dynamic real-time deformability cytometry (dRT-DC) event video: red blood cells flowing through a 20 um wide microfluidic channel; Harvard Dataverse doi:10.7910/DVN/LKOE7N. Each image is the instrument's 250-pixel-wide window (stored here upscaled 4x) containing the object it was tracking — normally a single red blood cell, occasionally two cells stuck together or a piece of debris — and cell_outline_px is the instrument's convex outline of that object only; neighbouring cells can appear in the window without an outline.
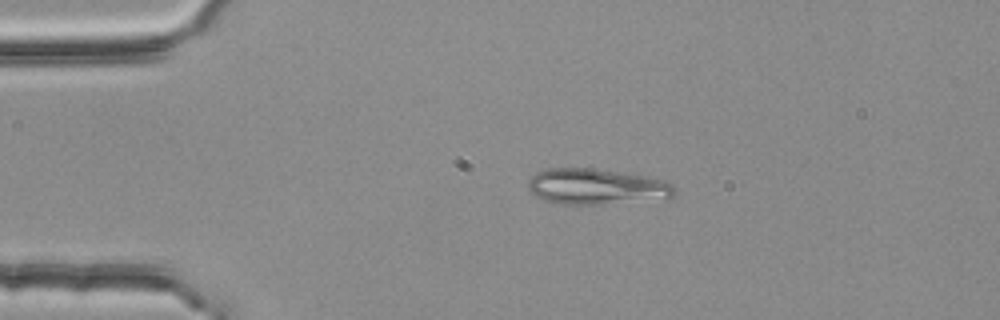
{"species": "common noctule bat (a hibernating species)", "species_latin": "Nyctalus noctula", "temperature_condition": "room temperature", "stored_images_in_passage": 2, "camera_frame_rate_fps": 3000, "um_per_image_px": 0.085, "animal": {"sex": "female", "body_mass_g": 25.1}, "frame": {"image": 1, "passage_image": 2, "time_ms": 0.333, "image_size_px": [1000, 320], "cell_outline_px": [[676, 188], [672, 196], [668, 200], [600, 204], [560, 204], [532, 196], [528, 188], [528, 180], [536, 172], [548, 168], [592, 168], [620, 172], [644, 176], [664, 180], [672, 184]], "centroid_in_image_um": [50.72, 15.88], "position_along_channel_um": 34.3, "area_um2": 30.98}}